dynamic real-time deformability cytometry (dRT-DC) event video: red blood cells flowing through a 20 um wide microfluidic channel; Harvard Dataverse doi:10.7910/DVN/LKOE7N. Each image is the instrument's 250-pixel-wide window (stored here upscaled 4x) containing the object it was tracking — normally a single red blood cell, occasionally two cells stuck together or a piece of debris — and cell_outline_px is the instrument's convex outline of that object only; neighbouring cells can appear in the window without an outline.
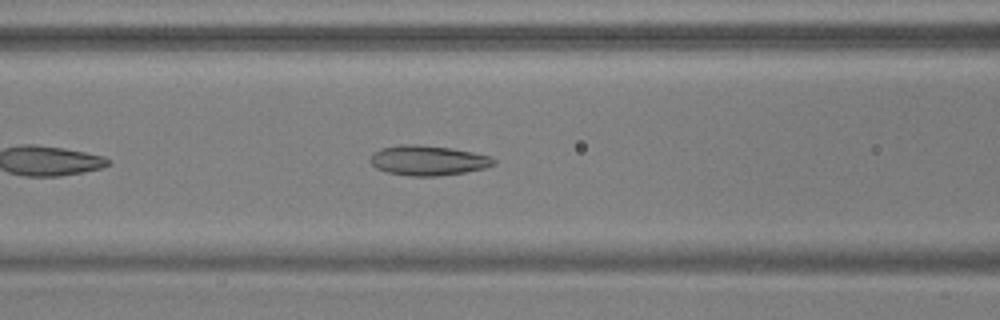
{"species": "common noctule bat (a hibernating species)", "species_latin": "Nyctalus noctula", "temperature_condition": "warm", "stored_images_in_passage": 42, "camera_frame_rate_fps": 3000, "um_per_image_px": 0.085, "animal": {"sex": "male", "body_mass_g": 17.9, "forearm_length_mm": 54.2}, "frame": {"image": 1, "passage_image": 10, "time_ms": 3.0, "image_size_px": [1000, 320], "cell_outline_px": [[496, 164], [484, 168], [464, 172], [436, 176], [408, 176], [388, 172], [376, 168], [368, 160], [372, 152], [380, 148], [400, 144], [416, 144], [452, 148], [472, 152], [488, 156], [496, 160]], "centroid_in_image_um": [36.33, 13.63], "position_along_channel_um": 130.3, "area_um2": 21.62}}
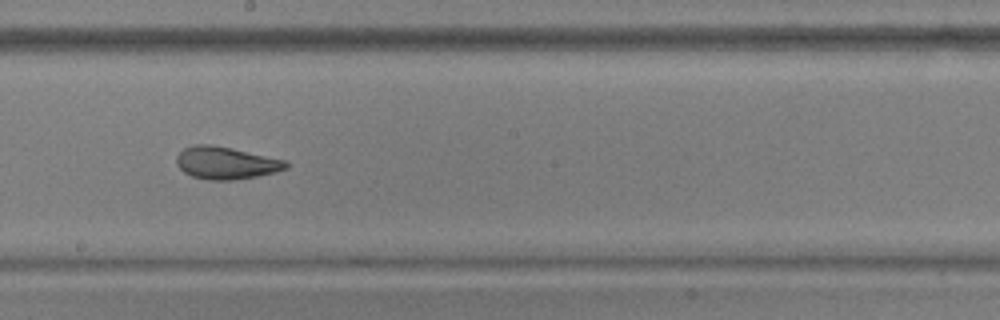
{"frame": {"image": 2, "passage_image": 18, "time_ms": 5.667, "image_size_px": [1000, 320], "cell_outline_px": [[288, 168], [276, 172], [256, 176], [232, 180], [208, 180], [192, 176], [184, 172], [176, 164], [176, 156], [184, 148], [192, 144], [212, 144], [232, 148], [288, 160]], "centroid_in_image_um": [19.21, 13.84], "position_along_channel_um": 229.0, "area_um2": 20.87}}
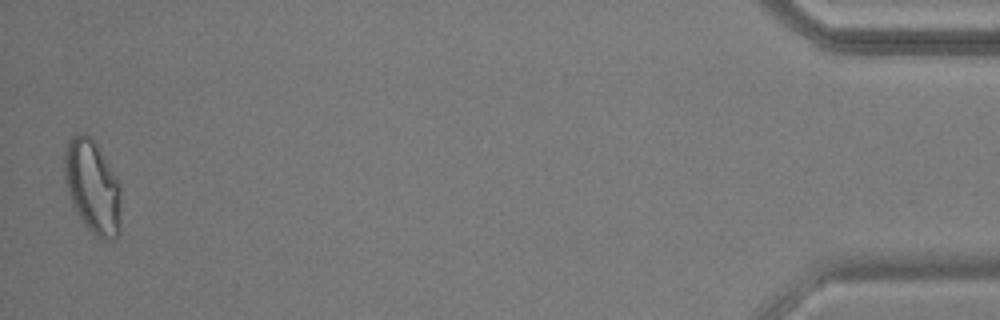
{"frame": {"image": 3, "passage_image": 41, "time_ms": 13.333, "image_size_px": [1000, 320], "cell_outline_px": [[120, 232], [116, 240], [100, 240], [80, 220], [72, 204], [64, 180], [64, 152], [68, 140], [76, 132], [84, 132], [92, 136], [120, 184]], "centroid_in_image_um": [7.85, 15.87], "position_along_channel_um": 427.3, "area_um2": 31.33}, "authors_computed_cell_mechanics": {"area_um2": 22.542, "velocity_mm_per_s": 3.7035, "shape_relaxation_time_tau1_ms": null, "shape_relaxation_time_tau2_ms": 1.7522, "deformation_change_tau1": null, "deformation_change_tau2": 0.0857}}